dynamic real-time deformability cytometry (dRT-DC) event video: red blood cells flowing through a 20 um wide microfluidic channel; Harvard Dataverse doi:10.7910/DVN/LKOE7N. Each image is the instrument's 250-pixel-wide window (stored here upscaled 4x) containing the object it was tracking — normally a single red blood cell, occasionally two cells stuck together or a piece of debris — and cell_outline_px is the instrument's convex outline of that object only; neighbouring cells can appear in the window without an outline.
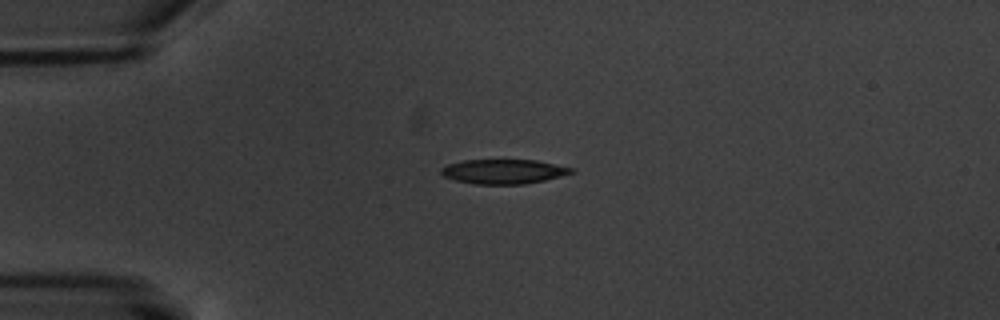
{"species": "common noctule bat (a hibernating species)", "species_latin": "Nyctalus noctula", "temperature_condition": "warm", "stored_images_in_passage": 3, "camera_frame_rate_fps": 3000, "um_per_image_px": 0.085, "animal": {"sex": "male", "body_mass_g": 20.1, "forearm_length_mm": 53.5}, "frame": {"image": 1, "passage_image": 1, "time_ms": 0.0, "image_size_px": [1000, 320], "cell_outline_px": [[576, 172], [544, 180], [524, 184], [476, 184], [456, 180], [444, 176], [440, 172], [440, 168], [448, 164], [464, 160], [536, 160], [576, 168]], "centroid_in_image_um": [42.84, 14.57], "position_along_channel_um": 42.2, "area_um2": 18.61}}